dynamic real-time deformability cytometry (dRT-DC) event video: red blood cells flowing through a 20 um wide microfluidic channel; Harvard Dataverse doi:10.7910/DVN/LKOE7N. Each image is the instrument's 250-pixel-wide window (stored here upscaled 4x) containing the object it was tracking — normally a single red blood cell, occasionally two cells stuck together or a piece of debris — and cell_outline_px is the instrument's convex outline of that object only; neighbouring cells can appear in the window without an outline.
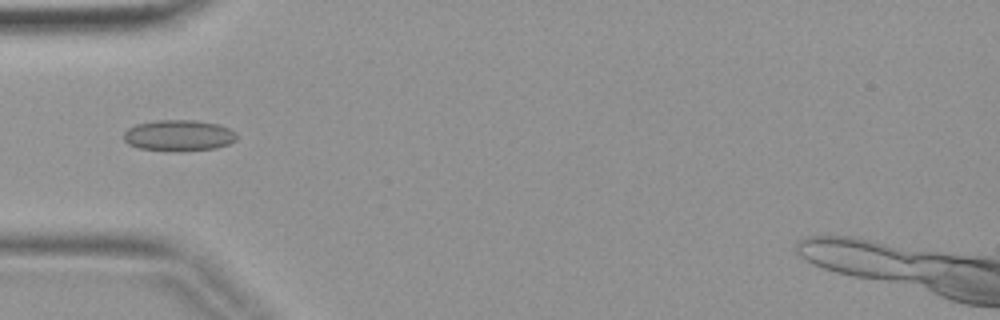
{"species": "common noctule bat (a hibernating species)", "species_latin": "Nyctalus noctula", "temperature_condition": "warm", "stored_images_in_passage": 4, "camera_frame_rate_fps": 3000, "um_per_image_px": 0.085, "animal": {"sex": "female", "body_mass_g": 19.9}, "frame": {"image": 1, "passage_image": 4, "time_ms": 1.0, "image_size_px": [1000, 320], "cell_outline_px": [[236, 140], [228, 144], [216, 148], [140, 148], [128, 144], [124, 140], [124, 132], [128, 128], [136, 124], [156, 120], [196, 120], [220, 124], [236, 132]], "centroid_in_image_um": [15.21, 11.45], "position_along_channel_um": 69.8, "area_um2": 19.59}}